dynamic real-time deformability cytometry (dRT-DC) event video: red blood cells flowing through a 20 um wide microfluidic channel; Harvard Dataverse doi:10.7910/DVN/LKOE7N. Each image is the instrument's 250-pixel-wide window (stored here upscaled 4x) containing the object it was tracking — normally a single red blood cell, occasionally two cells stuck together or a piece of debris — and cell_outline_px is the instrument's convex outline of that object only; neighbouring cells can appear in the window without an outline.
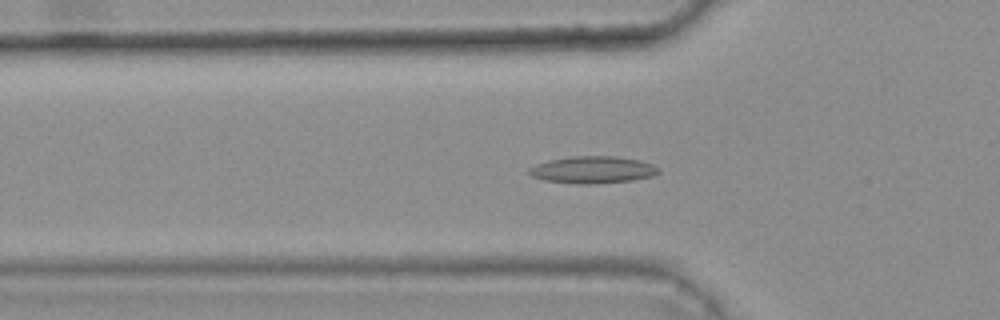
{"species": "common noctule bat (a hibernating species)", "species_latin": "Nyctalus noctula", "temperature_condition": "warm", "stored_images_in_passage": 46, "camera_frame_rate_fps": 3000, "um_per_image_px": 0.085, "animal": {"sex": "female", "body_mass_g": 25.1}, "frame": {"image": 1, "passage_image": 18, "time_ms": 5.667, "image_size_px": [1000, 320], "cell_outline_px": [[660, 172], [652, 176], [632, 180], [596, 184], [576, 184], [544, 180], [532, 176], [528, 172], [528, 168], [536, 164], [548, 160], [572, 156], [616, 156], [636, 160], [652, 164], [660, 168]], "centroid_in_image_um": [50.36, 14.43], "position_along_channel_um": 75.4, "area_um2": 20.46}}
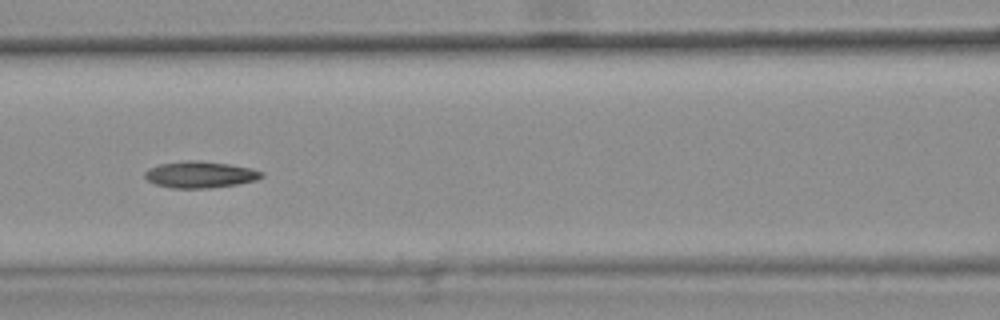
{"frame": {"image": 2, "passage_image": 24, "time_ms": 7.667, "image_size_px": [1000, 320], "cell_outline_px": [[264, 176], [256, 180], [236, 184], [208, 188], [168, 188], [156, 184], [148, 180], [144, 176], [144, 172], [148, 168], [160, 164], [188, 160], [196, 160], [228, 164], [248, 168], [264, 172]], "centroid_in_image_um": [16.98, 14.84], "position_along_channel_um": 149.6, "area_um2": 17.92}}
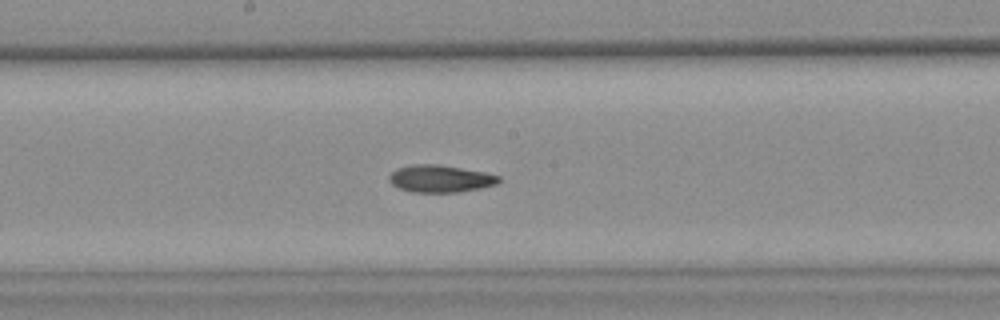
{"frame": {"image": 3, "passage_image": 29, "time_ms": 9.333, "image_size_px": [1000, 320], "cell_outline_px": [[500, 180], [496, 184], [480, 188], [460, 192], [412, 192], [400, 188], [392, 184], [388, 180], [388, 176], [396, 168], [412, 164], [436, 164], [484, 172], [500, 176]], "centroid_in_image_um": [37.39, 15.18], "position_along_channel_um": 210.8, "area_um2": 17.34}, "authors_computed_cell_mechanics": {"area_um2": 17.9758, "velocity_mm_per_s": 3.6822, "shape_relaxation_time_tau1_ms": null, "shape_relaxation_time_tau2_ms": 7.8877, "deformation_change_tau1": null, "deformation_change_tau2": 0.1621}}